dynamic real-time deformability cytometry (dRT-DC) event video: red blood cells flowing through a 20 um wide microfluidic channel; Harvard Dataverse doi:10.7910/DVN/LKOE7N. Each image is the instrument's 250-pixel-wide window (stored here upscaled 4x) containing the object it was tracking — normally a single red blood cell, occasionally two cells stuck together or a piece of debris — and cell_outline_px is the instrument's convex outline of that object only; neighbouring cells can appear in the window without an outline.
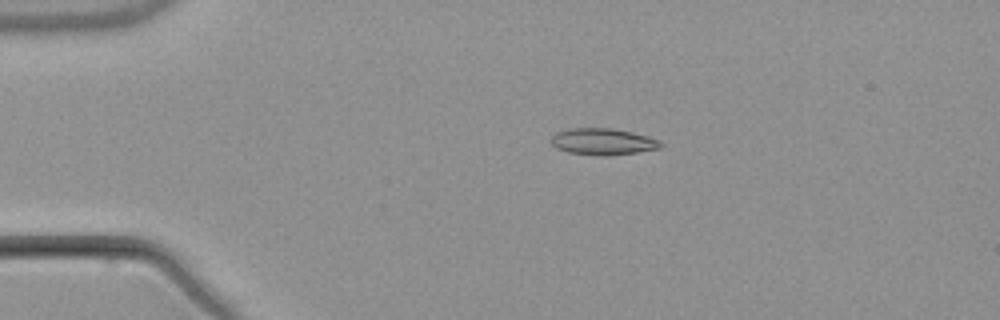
{"species": "common noctule bat (a hibernating species)", "species_latin": "Nyctalus noctula", "temperature_condition": "warm", "stored_images_in_passage": 4, "camera_frame_rate_fps": 3000, "um_per_image_px": 0.085, "animal": {"sex": "male", "body_mass_g": 21.5, "forearm_length_mm": 52.0}, "frame": {"image": 1, "passage_image": 1, "time_ms": 0.0, "image_size_px": [1000, 320], "cell_outline_px": [[664, 144], [660, 148], [636, 152], [604, 156], [568, 152], [556, 148], [552, 144], [552, 136], [556, 132], [568, 128], [612, 128], [632, 132], [648, 136], [660, 140]], "centroid_in_image_um": [51.26, 12.03], "position_along_channel_um": 33.7, "area_um2": 16.94}}
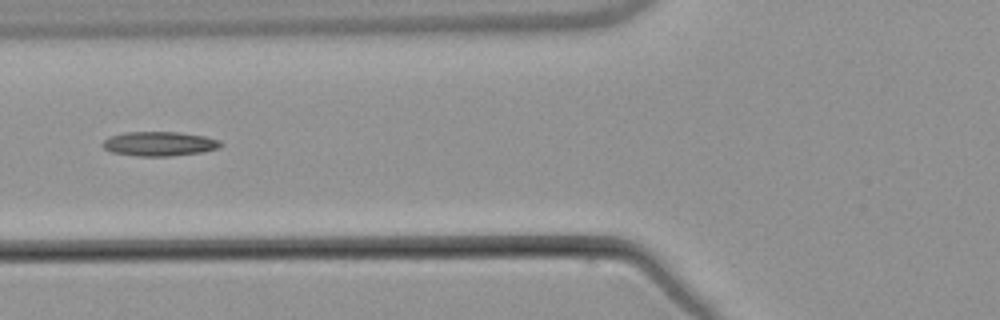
{"frame": {"image": 2, "passage_image": 4, "time_ms": 3.333, "image_size_px": [1000, 320], "cell_outline_px": [[224, 144], [216, 148], [200, 152], [168, 156], [136, 156], [112, 152], [104, 148], [100, 144], [104, 140], [112, 136], [124, 132], [180, 132], [204, 136], [220, 140]], "centroid_in_image_um": [13.52, 12.21], "position_along_channel_um": 112.3, "area_um2": 16.65}}